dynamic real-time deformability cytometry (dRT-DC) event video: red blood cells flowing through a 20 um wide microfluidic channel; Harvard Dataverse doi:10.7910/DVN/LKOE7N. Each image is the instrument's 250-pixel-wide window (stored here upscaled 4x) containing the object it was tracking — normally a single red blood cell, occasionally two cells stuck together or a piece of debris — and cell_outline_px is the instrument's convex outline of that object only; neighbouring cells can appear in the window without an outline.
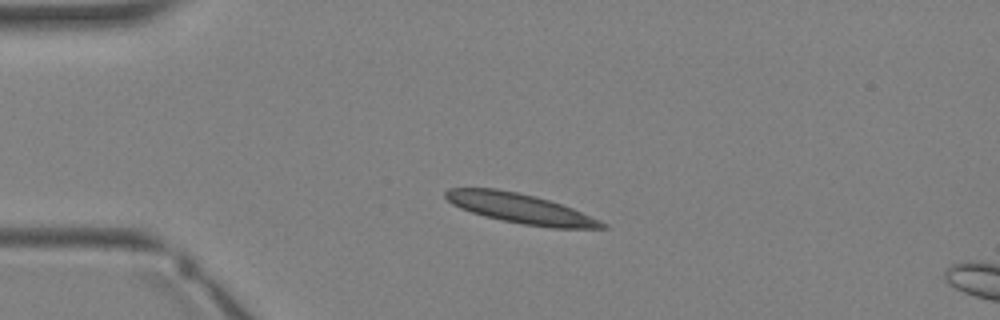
{"species": "Egyptian fruit bat (a non-hibernating species)", "species_latin": "Rousettus aegyptiacus", "temperature_condition": "warm", "stored_images_in_passage": 3, "camera_frame_rate_fps": 3000, "um_per_image_px": 0.085, "animal": {"sex": "female"}, "frame": {"image": 1, "passage_image": 2, "time_ms": 1.333, "image_size_px": [1000, 320], "cell_outline_px": [[608, 228], [552, 228], [524, 224], [500, 220], [484, 216], [460, 208], [452, 204], [444, 196], [444, 192], [448, 188], [496, 188], [536, 196], [572, 208], [600, 220], [608, 224]], "centroid_in_image_um": [44.22, 17.72], "position_along_channel_um": 40.8, "area_um2": 27.05}}